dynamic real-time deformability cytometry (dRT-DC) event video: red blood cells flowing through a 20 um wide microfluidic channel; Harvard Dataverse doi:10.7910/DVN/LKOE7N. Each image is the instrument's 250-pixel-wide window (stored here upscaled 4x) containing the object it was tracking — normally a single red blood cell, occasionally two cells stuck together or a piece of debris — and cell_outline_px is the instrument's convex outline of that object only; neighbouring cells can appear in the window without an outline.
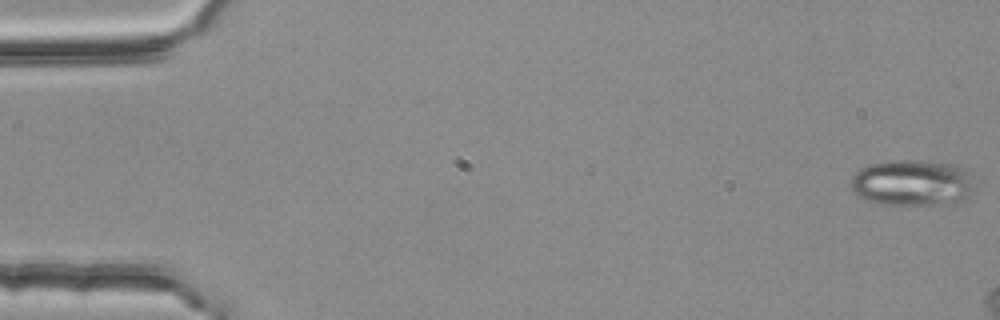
{"species": "common noctule bat (a hibernating species)", "species_latin": "Nyctalus noctula", "temperature_condition": "room temperature", "stored_images_in_passage": 3, "camera_frame_rate_fps": 3000, "um_per_image_px": 0.085, "animal": {"sex": "female", "body_mass_g": 25.1}, "frame": {"image": 1, "passage_image": 1, "time_ms": 0.0, "image_size_px": [1000, 320], "cell_outline_px": [[976, 192], [964, 200], [952, 204], [880, 204], [864, 200], [852, 188], [852, 176], [860, 168], [868, 164], [892, 160], [928, 160], [956, 164], [968, 168], [972, 172], [976, 188]], "centroid_in_image_um": [77.68, 15.52], "position_along_channel_um": 7.3, "area_um2": 34.28}}